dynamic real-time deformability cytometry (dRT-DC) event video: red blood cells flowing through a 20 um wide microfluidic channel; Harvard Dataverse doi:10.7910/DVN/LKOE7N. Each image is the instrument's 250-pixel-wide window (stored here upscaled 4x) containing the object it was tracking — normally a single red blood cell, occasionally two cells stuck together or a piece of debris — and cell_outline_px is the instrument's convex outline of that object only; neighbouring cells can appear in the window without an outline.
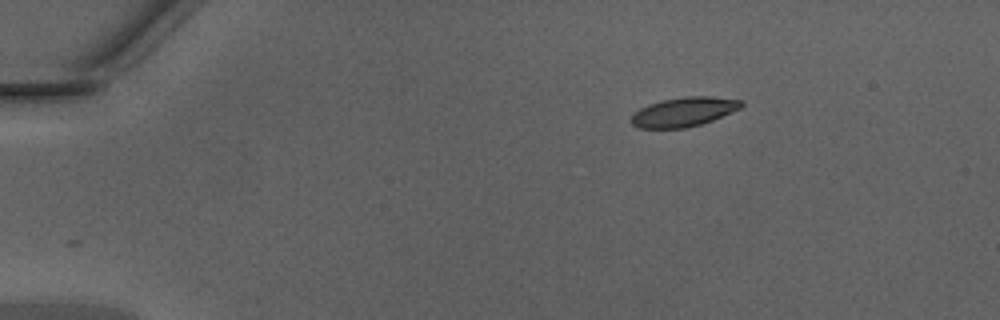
{"species": "Egyptian fruit bat (a non-hibernating species)", "species_latin": "Rousettus aegyptiacus", "temperature_condition": "warm", "stored_images_in_passage": 41, "camera_frame_rate_fps": 3000, "um_per_image_px": 0.085, "animal": {"sex": "male"}, "frame": {"image": 1, "passage_image": 1, "time_ms": 0.0, "image_size_px": [1000, 320], "cell_outline_px": [[744, 104], [740, 108], [712, 120], [700, 124], [684, 128], [636, 128], [632, 124], [632, 116], [640, 108], [648, 104], [660, 100], [684, 96], [712, 96], [744, 100]], "centroid_in_image_um": [58.13, 9.49], "position_along_channel_um": 26.9, "area_um2": 18.79}}
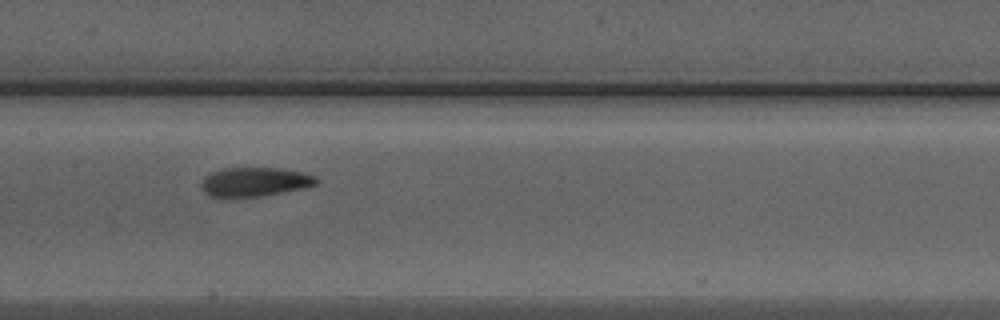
{"frame": {"image": 2, "passage_image": 18, "time_ms": 5.667, "image_size_px": [1000, 320], "cell_outline_px": [[320, 180], [316, 184], [304, 188], [260, 196], [224, 200], [208, 196], [204, 192], [200, 184], [204, 176], [208, 172], [220, 168], [280, 168], [304, 172], [316, 176]], "centroid_in_image_um": [21.57, 15.48], "position_along_channel_um": 185.8, "area_um2": 20.35}}
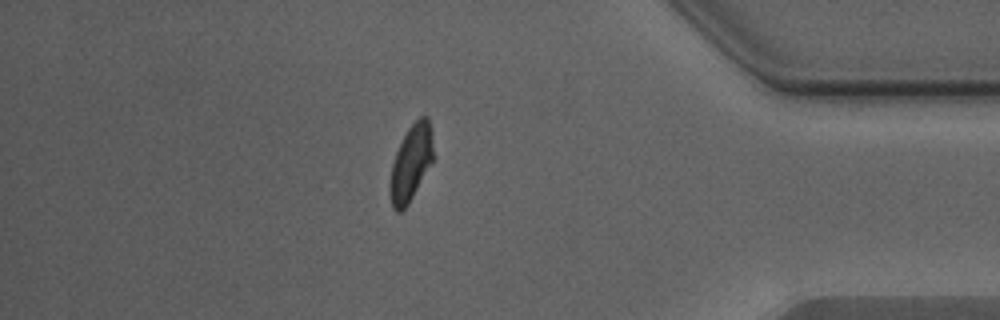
{"frame": {"image": 3, "passage_image": 35, "time_ms": 11.333, "image_size_px": [1000, 320], "cell_outline_px": [[432, 160], [408, 204], [400, 212], [396, 212], [392, 208], [392, 164], [396, 152], [408, 128], [420, 116], [428, 116], [432, 132]], "centroid_in_image_um": [34.96, 13.79], "position_along_channel_um": 400.2, "area_um2": 18.21}, "authors_computed_cell_mechanics": {"area_um2": 19.8832, "velocity_mm_per_s": 4.3244, "shape_relaxation_time_tau1_ms": 3.7225, "shape_relaxation_time_tau2_ms": 1.3357, "deformation_change_tau1": 0.1747, "deformation_change_tau2": 0.0838}}